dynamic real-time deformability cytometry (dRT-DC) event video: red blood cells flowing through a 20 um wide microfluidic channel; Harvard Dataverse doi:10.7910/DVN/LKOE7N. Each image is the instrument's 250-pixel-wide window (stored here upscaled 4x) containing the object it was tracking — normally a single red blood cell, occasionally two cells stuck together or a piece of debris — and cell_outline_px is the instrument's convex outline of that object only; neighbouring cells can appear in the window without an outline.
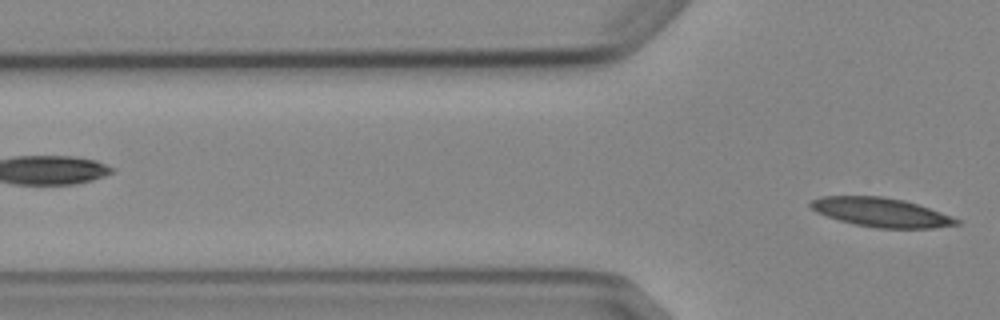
{"species": "Egyptian fruit bat (a non-hibernating species)", "species_latin": "Rousettus aegyptiacus", "temperature_condition": "cold", "stored_images_in_passage": 7, "camera_frame_rate_fps": 3000, "um_per_image_px": 0.085, "animal": {"sex": "female"}, "frame": {"image": 1, "passage_image": 7, "time_ms": 8.0, "image_size_px": [1000, 320], "cell_outline_px": [[960, 224], [932, 228], [876, 228], [856, 224], [840, 220], [816, 212], [808, 204], [812, 200], [820, 196], [880, 196], [904, 200], [940, 212], [960, 220]], "centroid_in_image_um": [74.87, 18.04], "position_along_channel_um": 50.9, "area_um2": 24.39}}